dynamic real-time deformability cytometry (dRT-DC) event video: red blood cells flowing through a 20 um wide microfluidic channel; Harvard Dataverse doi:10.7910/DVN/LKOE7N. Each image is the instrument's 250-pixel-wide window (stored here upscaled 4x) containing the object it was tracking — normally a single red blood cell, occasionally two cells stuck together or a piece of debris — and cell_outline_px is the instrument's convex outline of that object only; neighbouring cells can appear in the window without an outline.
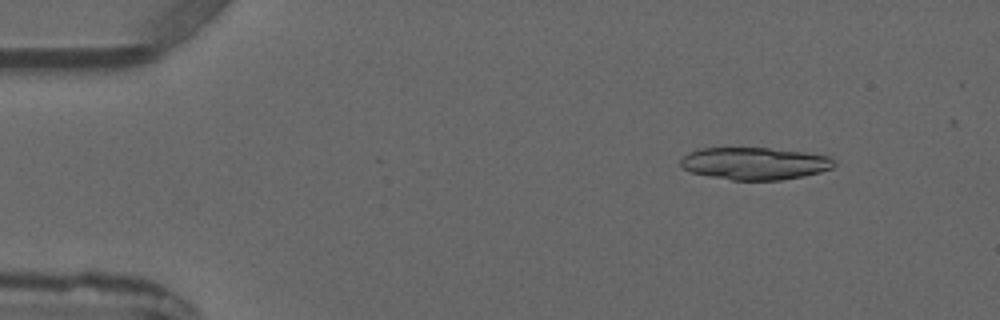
{"species": "common noctule bat (a hibernating species)", "species_latin": "Nyctalus noctula", "temperature_condition": "warm", "stored_images_in_passage": 4, "camera_frame_rate_fps": 3000, "um_per_image_px": 0.085, "animal": {"sex": "male", "forearm_length_mm": 52.5}, "frame": {"image": 1, "passage_image": 4, "time_ms": 4.0, "image_size_px": [1000, 320], "cell_outline_px": [[836, 164], [832, 168], [820, 172], [804, 176], [780, 180], [732, 180], [692, 172], [680, 168], [680, 160], [688, 152], [696, 148], [768, 148], [804, 152], [828, 156], [836, 160]], "centroid_in_image_um": [64.14, 13.89], "position_along_channel_um": 20.9, "area_um2": 29.02}}